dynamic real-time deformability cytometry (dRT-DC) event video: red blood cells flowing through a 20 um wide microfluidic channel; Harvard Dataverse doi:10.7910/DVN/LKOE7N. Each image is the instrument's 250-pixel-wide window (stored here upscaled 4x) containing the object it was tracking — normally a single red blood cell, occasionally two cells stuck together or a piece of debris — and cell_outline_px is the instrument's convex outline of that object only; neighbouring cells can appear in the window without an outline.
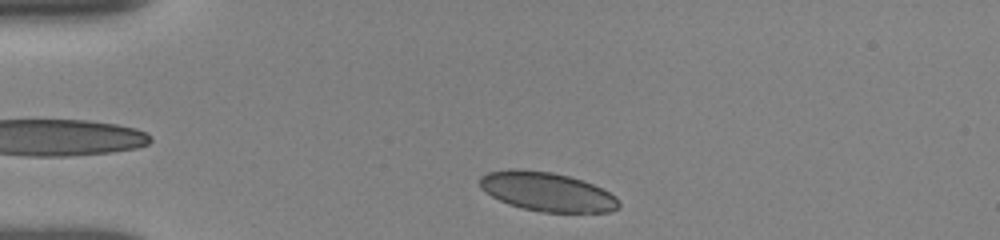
{"species": "human", "species_latin": "Homo sapiens", "temperature_condition": "room temperature", "stored_images_in_passage": 10, "camera_frame_rate_fps": 3000, "um_per_image_px": 0.085, "donor": {"sex": "female"}, "frame": {"image": 1, "passage_image": 1, "time_ms": 0.0, "image_size_px": [1000, 240], "cell_outline_px": [[620, 208], [608, 212], [544, 212], [524, 208], [508, 204], [484, 192], [480, 188], [480, 176], [488, 172], [508, 168], [516, 168], [552, 172], [584, 180], [616, 196], [620, 204]], "centroid_in_image_um": [46.48, 16.28], "position_along_channel_um": 38.5, "area_um2": 31.73}}
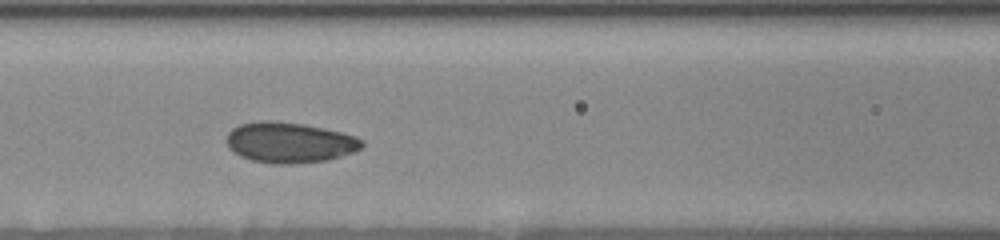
{"frame": {"image": 2, "passage_image": 7, "time_ms": 3.667, "image_size_px": [1000, 240], "cell_outline_px": [[364, 144], [360, 148], [352, 152], [328, 160], [296, 164], [272, 164], [252, 160], [240, 156], [228, 148], [228, 132], [232, 128], [240, 124], [268, 120], [304, 124], [340, 132], [356, 136], [364, 140]], "centroid_in_image_um": [24.61, 12.12], "position_along_channel_um": 142.0, "area_um2": 31.91}}
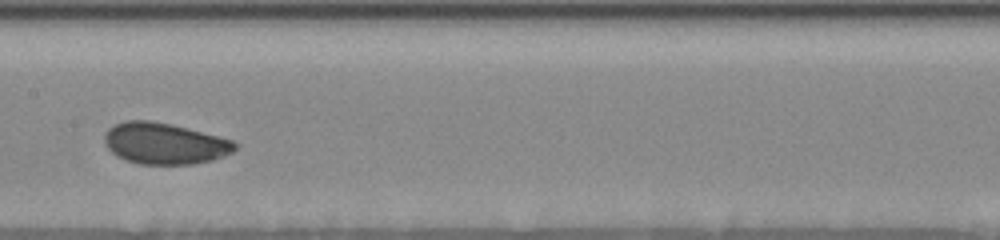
{"frame": {"image": 3, "passage_image": 9, "time_ms": 5.0, "image_size_px": [1000, 240], "cell_outline_px": [[236, 148], [232, 152], [224, 156], [212, 160], [192, 164], [140, 164], [116, 156], [104, 144], [104, 132], [108, 128], [124, 120], [152, 120], [172, 124], [220, 136], [232, 140], [236, 144]], "centroid_in_image_um": [13.97, 12.18], "position_along_channel_um": 193.4, "area_um2": 31.56}}